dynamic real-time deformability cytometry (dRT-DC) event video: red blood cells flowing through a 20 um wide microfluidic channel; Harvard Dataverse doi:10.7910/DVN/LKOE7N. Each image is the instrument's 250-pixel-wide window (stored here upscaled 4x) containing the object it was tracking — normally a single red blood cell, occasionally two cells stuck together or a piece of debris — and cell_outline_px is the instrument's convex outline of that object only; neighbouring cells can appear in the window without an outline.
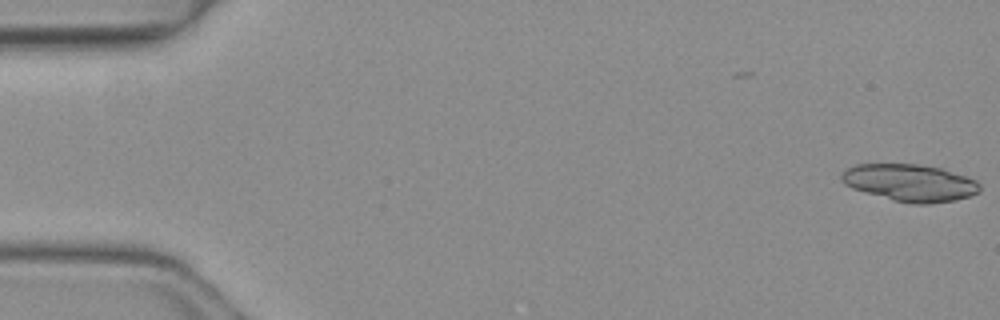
{"species": "common noctule bat (a hibernating species)", "species_latin": "Nyctalus noctula", "temperature_condition": "warm", "stored_images_in_passage": 4, "camera_frame_rate_fps": 3000, "um_per_image_px": 0.085, "animal": {"sex": "female", "body_mass_g": 19.3, "forearm_length_mm": 54.1}, "frame": {"image": 1, "passage_image": 1, "time_ms": 0.0, "image_size_px": [1000, 320], "cell_outline_px": [[980, 188], [976, 192], [968, 196], [956, 200], [928, 204], [912, 204], [892, 200], [852, 188], [844, 184], [840, 180], [840, 176], [848, 168], [856, 164], [920, 164], [940, 168], [976, 180], [980, 184]], "centroid_in_image_um": [77.32, 15.54], "position_along_channel_um": 7.7, "area_um2": 29.71}}